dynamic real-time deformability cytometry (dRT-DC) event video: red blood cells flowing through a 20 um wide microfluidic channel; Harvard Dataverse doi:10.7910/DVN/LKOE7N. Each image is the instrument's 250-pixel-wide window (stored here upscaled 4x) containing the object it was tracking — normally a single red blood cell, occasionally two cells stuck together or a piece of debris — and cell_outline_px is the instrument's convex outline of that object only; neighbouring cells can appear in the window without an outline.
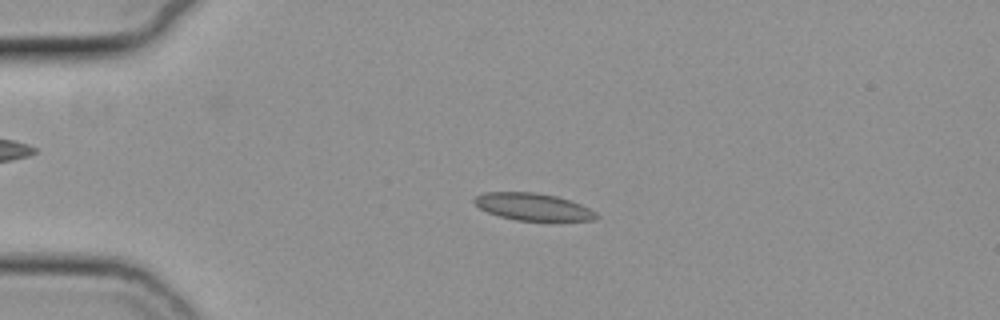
{"species": "common noctule bat (a hibernating species)", "species_latin": "Nyctalus noctula", "temperature_condition": "cold", "stored_images_in_passage": 28, "camera_frame_rate_fps": 3000, "um_per_image_px": 0.085, "animal": {"sex": "female", "body_mass_g": 19.3, "forearm_length_mm": 54.1}, "frame": {"image": 1, "passage_image": 2, "time_ms": 0.333, "image_size_px": [1000, 320], "cell_outline_px": [[600, 216], [596, 220], [516, 220], [500, 216], [488, 212], [480, 208], [472, 200], [476, 196], [484, 192], [536, 192], [556, 196], [572, 200], [596, 212]], "centroid_in_image_um": [45.32, 17.57], "position_along_channel_um": 39.7, "area_um2": 19.25}}
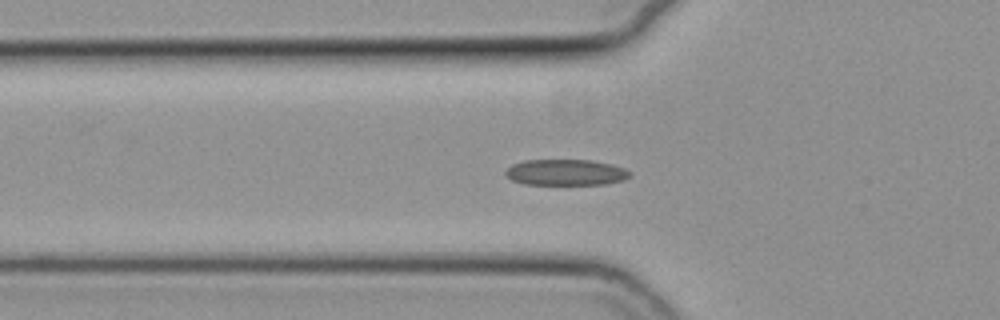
{"frame": {"image": 2, "passage_image": 8, "time_ms": 2.333, "image_size_px": [1000, 320], "cell_outline_px": [[632, 176], [624, 180], [604, 184], [524, 184], [512, 180], [504, 172], [512, 164], [524, 160], [592, 160], [612, 164], [624, 168], [632, 172]], "centroid_in_image_um": [48.13, 14.64], "position_along_channel_um": 77.7, "area_um2": 18.9}}
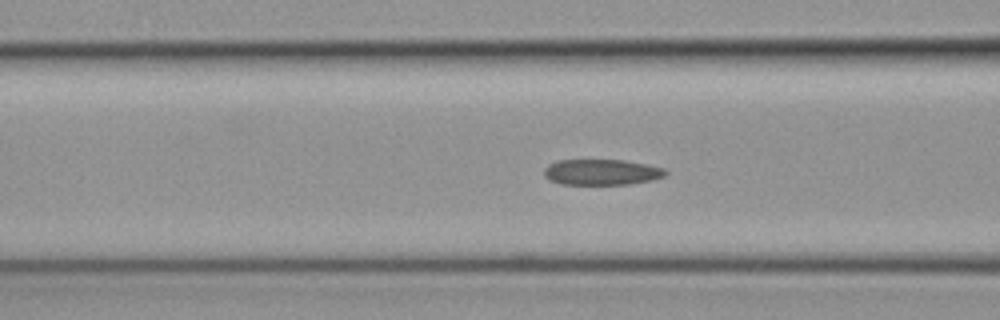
{"frame": {"image": 3, "passage_image": 11, "time_ms": 3.333, "image_size_px": [1000, 320], "cell_outline_px": [[668, 172], [664, 176], [652, 180], [628, 184], [560, 184], [548, 180], [544, 176], [544, 168], [548, 164], [556, 160], [624, 160], [664, 168]], "centroid_in_image_um": [51.09, 14.63], "position_along_channel_um": 115.5, "area_um2": 18.26}}